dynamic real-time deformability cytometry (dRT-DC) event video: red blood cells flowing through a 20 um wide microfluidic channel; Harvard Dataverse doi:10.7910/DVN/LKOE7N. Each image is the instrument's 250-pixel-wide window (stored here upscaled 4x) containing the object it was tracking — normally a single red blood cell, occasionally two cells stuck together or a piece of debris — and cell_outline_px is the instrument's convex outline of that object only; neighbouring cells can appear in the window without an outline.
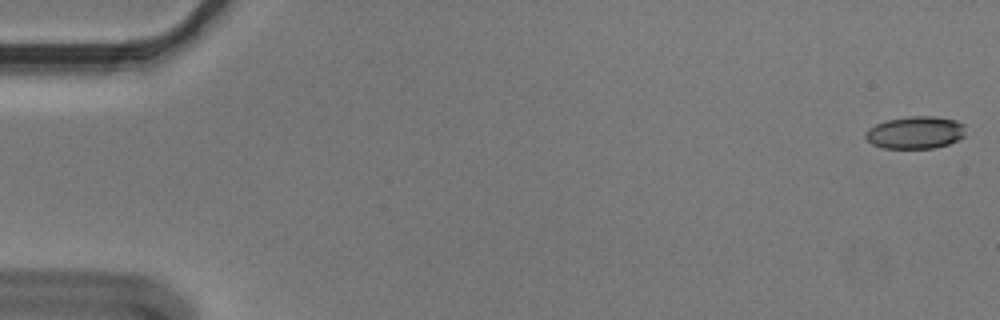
{"species": "Egyptian fruit bat (a non-hibernating species)", "species_latin": "Rousettus aegyptiacus", "temperature_condition": "cold", "stored_images_in_passage": 55, "camera_frame_rate_fps": 3000, "um_per_image_px": 0.085, "animal": {"sex": "male"}, "frame": {"image": 1, "passage_image": 1, "time_ms": 0.0, "image_size_px": [1000, 320], "cell_outline_px": [[964, 136], [948, 144], [932, 148], [884, 148], [872, 144], [864, 136], [868, 128], [876, 124], [888, 120], [912, 116], [936, 116], [956, 120], [964, 124]], "centroid_in_image_um": [77.8, 11.26], "position_along_channel_um": 7.2, "area_um2": 18.79}}
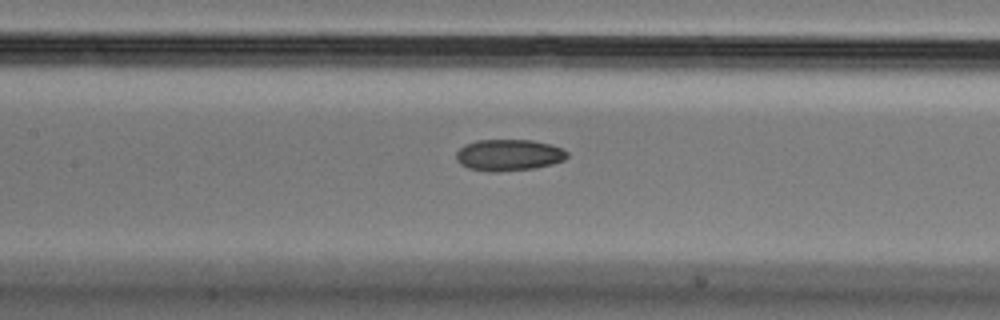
{"frame": {"image": 2, "passage_image": 26, "time_ms": 8.333, "image_size_px": [1000, 320], "cell_outline_px": [[568, 156], [564, 160], [552, 164], [536, 168], [496, 172], [488, 172], [468, 168], [460, 164], [456, 160], [456, 152], [464, 144], [476, 140], [532, 140], [552, 144], [568, 152]], "centroid_in_image_um": [43.23, 13.18], "position_along_channel_um": 164.2, "area_um2": 20.58}}
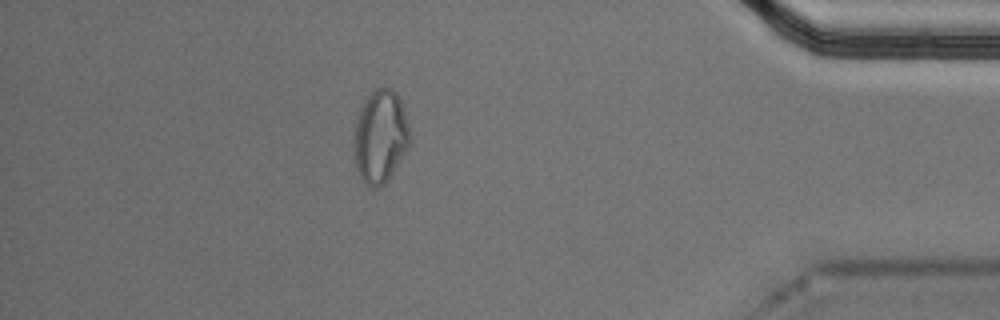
{"frame": {"image": 3, "passage_image": 49, "time_ms": 16.0, "image_size_px": [1000, 320], "cell_outline_px": [[408, 148], [384, 184], [376, 188], [368, 188], [360, 176], [356, 168], [356, 124], [360, 108], [364, 100], [376, 88], [392, 88], [396, 92], [400, 100], [408, 124]], "centroid_in_image_um": [32.33, 11.6], "position_along_channel_um": 402.9, "area_um2": 29.36}, "authors_computed_cell_mechanics": {"area_um2": 20.23, "velocity_mm_per_s": 3.6263, "shape_relaxation_time_tau1_ms": null, "shape_relaxation_time_tau2_ms": 7.2163, "deformation_change_tau1": null, "deformation_change_tau2": 0.1147}}